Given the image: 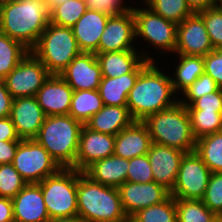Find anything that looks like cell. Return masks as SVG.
<instances>
[{
    "mask_svg": "<svg viewBox=\"0 0 222 222\" xmlns=\"http://www.w3.org/2000/svg\"><path fill=\"white\" fill-rule=\"evenodd\" d=\"M125 222H137L133 217H127Z\"/></svg>",
    "mask_w": 222,
    "mask_h": 222,
    "instance_id": "51",
    "label": "cell"
},
{
    "mask_svg": "<svg viewBox=\"0 0 222 222\" xmlns=\"http://www.w3.org/2000/svg\"><path fill=\"white\" fill-rule=\"evenodd\" d=\"M21 141H0V164L13 162L16 150Z\"/></svg>",
    "mask_w": 222,
    "mask_h": 222,
    "instance_id": "44",
    "label": "cell"
},
{
    "mask_svg": "<svg viewBox=\"0 0 222 222\" xmlns=\"http://www.w3.org/2000/svg\"><path fill=\"white\" fill-rule=\"evenodd\" d=\"M64 1H66V0H47L49 10H50L55 4H60V3H63Z\"/></svg>",
    "mask_w": 222,
    "mask_h": 222,
    "instance_id": "50",
    "label": "cell"
},
{
    "mask_svg": "<svg viewBox=\"0 0 222 222\" xmlns=\"http://www.w3.org/2000/svg\"><path fill=\"white\" fill-rule=\"evenodd\" d=\"M150 9L167 20L181 23L193 14L186 0H146Z\"/></svg>",
    "mask_w": 222,
    "mask_h": 222,
    "instance_id": "35",
    "label": "cell"
},
{
    "mask_svg": "<svg viewBox=\"0 0 222 222\" xmlns=\"http://www.w3.org/2000/svg\"><path fill=\"white\" fill-rule=\"evenodd\" d=\"M12 164L27 184L40 183L61 169L35 139L22 140L19 143Z\"/></svg>",
    "mask_w": 222,
    "mask_h": 222,
    "instance_id": "8",
    "label": "cell"
},
{
    "mask_svg": "<svg viewBox=\"0 0 222 222\" xmlns=\"http://www.w3.org/2000/svg\"><path fill=\"white\" fill-rule=\"evenodd\" d=\"M177 222H215L219 217L202 200L176 199Z\"/></svg>",
    "mask_w": 222,
    "mask_h": 222,
    "instance_id": "31",
    "label": "cell"
},
{
    "mask_svg": "<svg viewBox=\"0 0 222 222\" xmlns=\"http://www.w3.org/2000/svg\"><path fill=\"white\" fill-rule=\"evenodd\" d=\"M10 119L21 140L35 139L45 121L46 114L35 96L13 99Z\"/></svg>",
    "mask_w": 222,
    "mask_h": 222,
    "instance_id": "17",
    "label": "cell"
},
{
    "mask_svg": "<svg viewBox=\"0 0 222 222\" xmlns=\"http://www.w3.org/2000/svg\"><path fill=\"white\" fill-rule=\"evenodd\" d=\"M143 122L148 127L152 143L177 148L185 153L195 151L196 139L191 130L190 115L181 100L149 115Z\"/></svg>",
    "mask_w": 222,
    "mask_h": 222,
    "instance_id": "5",
    "label": "cell"
},
{
    "mask_svg": "<svg viewBox=\"0 0 222 222\" xmlns=\"http://www.w3.org/2000/svg\"><path fill=\"white\" fill-rule=\"evenodd\" d=\"M88 9L105 13L109 16H117L132 8L120 7L121 0H84Z\"/></svg>",
    "mask_w": 222,
    "mask_h": 222,
    "instance_id": "43",
    "label": "cell"
},
{
    "mask_svg": "<svg viewBox=\"0 0 222 222\" xmlns=\"http://www.w3.org/2000/svg\"><path fill=\"white\" fill-rule=\"evenodd\" d=\"M186 2L193 13L217 6L218 3L217 0H186Z\"/></svg>",
    "mask_w": 222,
    "mask_h": 222,
    "instance_id": "48",
    "label": "cell"
},
{
    "mask_svg": "<svg viewBox=\"0 0 222 222\" xmlns=\"http://www.w3.org/2000/svg\"><path fill=\"white\" fill-rule=\"evenodd\" d=\"M127 182H153L154 176L147 154L129 159Z\"/></svg>",
    "mask_w": 222,
    "mask_h": 222,
    "instance_id": "39",
    "label": "cell"
},
{
    "mask_svg": "<svg viewBox=\"0 0 222 222\" xmlns=\"http://www.w3.org/2000/svg\"><path fill=\"white\" fill-rule=\"evenodd\" d=\"M214 49H222V4L198 12Z\"/></svg>",
    "mask_w": 222,
    "mask_h": 222,
    "instance_id": "37",
    "label": "cell"
},
{
    "mask_svg": "<svg viewBox=\"0 0 222 222\" xmlns=\"http://www.w3.org/2000/svg\"><path fill=\"white\" fill-rule=\"evenodd\" d=\"M78 170L61 168L40 183L50 219L77 215Z\"/></svg>",
    "mask_w": 222,
    "mask_h": 222,
    "instance_id": "7",
    "label": "cell"
},
{
    "mask_svg": "<svg viewBox=\"0 0 222 222\" xmlns=\"http://www.w3.org/2000/svg\"><path fill=\"white\" fill-rule=\"evenodd\" d=\"M134 121L127 106L104 105L85 126L95 132L116 136Z\"/></svg>",
    "mask_w": 222,
    "mask_h": 222,
    "instance_id": "25",
    "label": "cell"
},
{
    "mask_svg": "<svg viewBox=\"0 0 222 222\" xmlns=\"http://www.w3.org/2000/svg\"><path fill=\"white\" fill-rule=\"evenodd\" d=\"M0 222H14L12 199L0 197Z\"/></svg>",
    "mask_w": 222,
    "mask_h": 222,
    "instance_id": "47",
    "label": "cell"
},
{
    "mask_svg": "<svg viewBox=\"0 0 222 222\" xmlns=\"http://www.w3.org/2000/svg\"><path fill=\"white\" fill-rule=\"evenodd\" d=\"M129 159L115 155L93 162L83 173L94 182L118 188L127 180Z\"/></svg>",
    "mask_w": 222,
    "mask_h": 222,
    "instance_id": "24",
    "label": "cell"
},
{
    "mask_svg": "<svg viewBox=\"0 0 222 222\" xmlns=\"http://www.w3.org/2000/svg\"><path fill=\"white\" fill-rule=\"evenodd\" d=\"M215 222H222V217H219Z\"/></svg>",
    "mask_w": 222,
    "mask_h": 222,
    "instance_id": "52",
    "label": "cell"
},
{
    "mask_svg": "<svg viewBox=\"0 0 222 222\" xmlns=\"http://www.w3.org/2000/svg\"><path fill=\"white\" fill-rule=\"evenodd\" d=\"M14 222H48L41 187L38 183L27 184L13 199Z\"/></svg>",
    "mask_w": 222,
    "mask_h": 222,
    "instance_id": "20",
    "label": "cell"
},
{
    "mask_svg": "<svg viewBox=\"0 0 222 222\" xmlns=\"http://www.w3.org/2000/svg\"><path fill=\"white\" fill-rule=\"evenodd\" d=\"M73 92L60 75H50L35 97L46 116L67 115L71 108Z\"/></svg>",
    "mask_w": 222,
    "mask_h": 222,
    "instance_id": "19",
    "label": "cell"
},
{
    "mask_svg": "<svg viewBox=\"0 0 222 222\" xmlns=\"http://www.w3.org/2000/svg\"><path fill=\"white\" fill-rule=\"evenodd\" d=\"M74 91L98 90L102 71L95 53L81 52L59 74Z\"/></svg>",
    "mask_w": 222,
    "mask_h": 222,
    "instance_id": "14",
    "label": "cell"
},
{
    "mask_svg": "<svg viewBox=\"0 0 222 222\" xmlns=\"http://www.w3.org/2000/svg\"><path fill=\"white\" fill-rule=\"evenodd\" d=\"M135 50L112 51L97 53L96 57L101 66L103 77H119L128 73H140L152 61L151 58L142 60Z\"/></svg>",
    "mask_w": 222,
    "mask_h": 222,
    "instance_id": "23",
    "label": "cell"
},
{
    "mask_svg": "<svg viewBox=\"0 0 222 222\" xmlns=\"http://www.w3.org/2000/svg\"><path fill=\"white\" fill-rule=\"evenodd\" d=\"M188 112L191 130L196 140L222 131V111L188 110Z\"/></svg>",
    "mask_w": 222,
    "mask_h": 222,
    "instance_id": "33",
    "label": "cell"
},
{
    "mask_svg": "<svg viewBox=\"0 0 222 222\" xmlns=\"http://www.w3.org/2000/svg\"><path fill=\"white\" fill-rule=\"evenodd\" d=\"M49 22L47 0H8L0 3V32L30 51Z\"/></svg>",
    "mask_w": 222,
    "mask_h": 222,
    "instance_id": "1",
    "label": "cell"
},
{
    "mask_svg": "<svg viewBox=\"0 0 222 222\" xmlns=\"http://www.w3.org/2000/svg\"><path fill=\"white\" fill-rule=\"evenodd\" d=\"M187 110L222 111V89L208 93L189 104L181 102Z\"/></svg>",
    "mask_w": 222,
    "mask_h": 222,
    "instance_id": "41",
    "label": "cell"
},
{
    "mask_svg": "<svg viewBox=\"0 0 222 222\" xmlns=\"http://www.w3.org/2000/svg\"><path fill=\"white\" fill-rule=\"evenodd\" d=\"M50 75L42 62L30 51L3 80L10 95L16 99L36 96Z\"/></svg>",
    "mask_w": 222,
    "mask_h": 222,
    "instance_id": "10",
    "label": "cell"
},
{
    "mask_svg": "<svg viewBox=\"0 0 222 222\" xmlns=\"http://www.w3.org/2000/svg\"><path fill=\"white\" fill-rule=\"evenodd\" d=\"M151 145L147 125L143 121H134L115 136L114 155L132 159L147 154Z\"/></svg>",
    "mask_w": 222,
    "mask_h": 222,
    "instance_id": "21",
    "label": "cell"
},
{
    "mask_svg": "<svg viewBox=\"0 0 222 222\" xmlns=\"http://www.w3.org/2000/svg\"><path fill=\"white\" fill-rule=\"evenodd\" d=\"M202 201L218 217H222V172L211 173Z\"/></svg>",
    "mask_w": 222,
    "mask_h": 222,
    "instance_id": "38",
    "label": "cell"
},
{
    "mask_svg": "<svg viewBox=\"0 0 222 222\" xmlns=\"http://www.w3.org/2000/svg\"><path fill=\"white\" fill-rule=\"evenodd\" d=\"M104 106L98 90L74 91L69 115L83 125Z\"/></svg>",
    "mask_w": 222,
    "mask_h": 222,
    "instance_id": "27",
    "label": "cell"
},
{
    "mask_svg": "<svg viewBox=\"0 0 222 222\" xmlns=\"http://www.w3.org/2000/svg\"><path fill=\"white\" fill-rule=\"evenodd\" d=\"M195 152L212 173L222 172V131L197 139Z\"/></svg>",
    "mask_w": 222,
    "mask_h": 222,
    "instance_id": "28",
    "label": "cell"
},
{
    "mask_svg": "<svg viewBox=\"0 0 222 222\" xmlns=\"http://www.w3.org/2000/svg\"><path fill=\"white\" fill-rule=\"evenodd\" d=\"M48 222H84L78 215L50 219Z\"/></svg>",
    "mask_w": 222,
    "mask_h": 222,
    "instance_id": "49",
    "label": "cell"
},
{
    "mask_svg": "<svg viewBox=\"0 0 222 222\" xmlns=\"http://www.w3.org/2000/svg\"><path fill=\"white\" fill-rule=\"evenodd\" d=\"M31 52L51 75H59L81 53L72 28L51 22Z\"/></svg>",
    "mask_w": 222,
    "mask_h": 222,
    "instance_id": "6",
    "label": "cell"
},
{
    "mask_svg": "<svg viewBox=\"0 0 222 222\" xmlns=\"http://www.w3.org/2000/svg\"><path fill=\"white\" fill-rule=\"evenodd\" d=\"M136 36L133 10L109 16L99 40L98 53L134 50L130 45Z\"/></svg>",
    "mask_w": 222,
    "mask_h": 222,
    "instance_id": "15",
    "label": "cell"
},
{
    "mask_svg": "<svg viewBox=\"0 0 222 222\" xmlns=\"http://www.w3.org/2000/svg\"><path fill=\"white\" fill-rule=\"evenodd\" d=\"M132 217L137 222H177L176 199L170 195L165 201L141 209Z\"/></svg>",
    "mask_w": 222,
    "mask_h": 222,
    "instance_id": "34",
    "label": "cell"
},
{
    "mask_svg": "<svg viewBox=\"0 0 222 222\" xmlns=\"http://www.w3.org/2000/svg\"><path fill=\"white\" fill-rule=\"evenodd\" d=\"M27 182L13 164H0V197L13 199Z\"/></svg>",
    "mask_w": 222,
    "mask_h": 222,
    "instance_id": "36",
    "label": "cell"
},
{
    "mask_svg": "<svg viewBox=\"0 0 222 222\" xmlns=\"http://www.w3.org/2000/svg\"><path fill=\"white\" fill-rule=\"evenodd\" d=\"M184 155L185 152L180 149L152 143L147 156L154 181L171 192L176 184L180 163Z\"/></svg>",
    "mask_w": 222,
    "mask_h": 222,
    "instance_id": "16",
    "label": "cell"
},
{
    "mask_svg": "<svg viewBox=\"0 0 222 222\" xmlns=\"http://www.w3.org/2000/svg\"><path fill=\"white\" fill-rule=\"evenodd\" d=\"M13 97L8 92L4 80L0 78V118L9 117Z\"/></svg>",
    "mask_w": 222,
    "mask_h": 222,
    "instance_id": "46",
    "label": "cell"
},
{
    "mask_svg": "<svg viewBox=\"0 0 222 222\" xmlns=\"http://www.w3.org/2000/svg\"><path fill=\"white\" fill-rule=\"evenodd\" d=\"M0 141H22L10 117L0 118Z\"/></svg>",
    "mask_w": 222,
    "mask_h": 222,
    "instance_id": "45",
    "label": "cell"
},
{
    "mask_svg": "<svg viewBox=\"0 0 222 222\" xmlns=\"http://www.w3.org/2000/svg\"><path fill=\"white\" fill-rule=\"evenodd\" d=\"M171 78L161 73L150 61L139 73L127 99V108L135 121L173 106Z\"/></svg>",
    "mask_w": 222,
    "mask_h": 222,
    "instance_id": "2",
    "label": "cell"
},
{
    "mask_svg": "<svg viewBox=\"0 0 222 222\" xmlns=\"http://www.w3.org/2000/svg\"><path fill=\"white\" fill-rule=\"evenodd\" d=\"M211 173L195 151L185 153L180 163L176 184L170 195L175 199L202 200Z\"/></svg>",
    "mask_w": 222,
    "mask_h": 222,
    "instance_id": "9",
    "label": "cell"
},
{
    "mask_svg": "<svg viewBox=\"0 0 222 222\" xmlns=\"http://www.w3.org/2000/svg\"><path fill=\"white\" fill-rule=\"evenodd\" d=\"M87 10L84 0H66L49 10L50 22L72 28Z\"/></svg>",
    "mask_w": 222,
    "mask_h": 222,
    "instance_id": "32",
    "label": "cell"
},
{
    "mask_svg": "<svg viewBox=\"0 0 222 222\" xmlns=\"http://www.w3.org/2000/svg\"><path fill=\"white\" fill-rule=\"evenodd\" d=\"M204 59V73L210 75L222 89V49H213Z\"/></svg>",
    "mask_w": 222,
    "mask_h": 222,
    "instance_id": "42",
    "label": "cell"
},
{
    "mask_svg": "<svg viewBox=\"0 0 222 222\" xmlns=\"http://www.w3.org/2000/svg\"><path fill=\"white\" fill-rule=\"evenodd\" d=\"M77 215L84 222H125V214L116 187L94 182L78 171Z\"/></svg>",
    "mask_w": 222,
    "mask_h": 222,
    "instance_id": "3",
    "label": "cell"
},
{
    "mask_svg": "<svg viewBox=\"0 0 222 222\" xmlns=\"http://www.w3.org/2000/svg\"><path fill=\"white\" fill-rule=\"evenodd\" d=\"M29 52L23 44L0 32V78L4 79Z\"/></svg>",
    "mask_w": 222,
    "mask_h": 222,
    "instance_id": "29",
    "label": "cell"
},
{
    "mask_svg": "<svg viewBox=\"0 0 222 222\" xmlns=\"http://www.w3.org/2000/svg\"><path fill=\"white\" fill-rule=\"evenodd\" d=\"M115 136L95 132L82 126L75 169L83 172L93 162L114 155Z\"/></svg>",
    "mask_w": 222,
    "mask_h": 222,
    "instance_id": "18",
    "label": "cell"
},
{
    "mask_svg": "<svg viewBox=\"0 0 222 222\" xmlns=\"http://www.w3.org/2000/svg\"><path fill=\"white\" fill-rule=\"evenodd\" d=\"M136 36H143L159 48L175 51L178 24L156 14L151 9L133 8Z\"/></svg>",
    "mask_w": 222,
    "mask_h": 222,
    "instance_id": "11",
    "label": "cell"
},
{
    "mask_svg": "<svg viewBox=\"0 0 222 222\" xmlns=\"http://www.w3.org/2000/svg\"><path fill=\"white\" fill-rule=\"evenodd\" d=\"M117 189L127 217H132L141 209L159 204L170 196V191L155 181L146 183L126 181Z\"/></svg>",
    "mask_w": 222,
    "mask_h": 222,
    "instance_id": "12",
    "label": "cell"
},
{
    "mask_svg": "<svg viewBox=\"0 0 222 222\" xmlns=\"http://www.w3.org/2000/svg\"><path fill=\"white\" fill-rule=\"evenodd\" d=\"M218 89L219 87L214 79L210 75L203 73L183 92L186 95V98L193 103L203 95L213 93Z\"/></svg>",
    "mask_w": 222,
    "mask_h": 222,
    "instance_id": "40",
    "label": "cell"
},
{
    "mask_svg": "<svg viewBox=\"0 0 222 222\" xmlns=\"http://www.w3.org/2000/svg\"><path fill=\"white\" fill-rule=\"evenodd\" d=\"M139 73H128L119 77H103L99 85V93L106 106H127L130 90L134 87Z\"/></svg>",
    "mask_w": 222,
    "mask_h": 222,
    "instance_id": "26",
    "label": "cell"
},
{
    "mask_svg": "<svg viewBox=\"0 0 222 222\" xmlns=\"http://www.w3.org/2000/svg\"><path fill=\"white\" fill-rule=\"evenodd\" d=\"M82 126L69 114L46 116L35 140L61 168L75 169Z\"/></svg>",
    "mask_w": 222,
    "mask_h": 222,
    "instance_id": "4",
    "label": "cell"
},
{
    "mask_svg": "<svg viewBox=\"0 0 222 222\" xmlns=\"http://www.w3.org/2000/svg\"><path fill=\"white\" fill-rule=\"evenodd\" d=\"M213 49L205 23L198 13H193L178 24L175 51L179 55L204 57Z\"/></svg>",
    "mask_w": 222,
    "mask_h": 222,
    "instance_id": "13",
    "label": "cell"
},
{
    "mask_svg": "<svg viewBox=\"0 0 222 222\" xmlns=\"http://www.w3.org/2000/svg\"><path fill=\"white\" fill-rule=\"evenodd\" d=\"M180 64L176 69L177 80L171 78L174 92L176 89L184 91L193 82L204 73L203 56L180 55Z\"/></svg>",
    "mask_w": 222,
    "mask_h": 222,
    "instance_id": "30",
    "label": "cell"
},
{
    "mask_svg": "<svg viewBox=\"0 0 222 222\" xmlns=\"http://www.w3.org/2000/svg\"><path fill=\"white\" fill-rule=\"evenodd\" d=\"M109 15L88 9L72 27L81 52L98 53L100 37L105 30Z\"/></svg>",
    "mask_w": 222,
    "mask_h": 222,
    "instance_id": "22",
    "label": "cell"
}]
</instances>
